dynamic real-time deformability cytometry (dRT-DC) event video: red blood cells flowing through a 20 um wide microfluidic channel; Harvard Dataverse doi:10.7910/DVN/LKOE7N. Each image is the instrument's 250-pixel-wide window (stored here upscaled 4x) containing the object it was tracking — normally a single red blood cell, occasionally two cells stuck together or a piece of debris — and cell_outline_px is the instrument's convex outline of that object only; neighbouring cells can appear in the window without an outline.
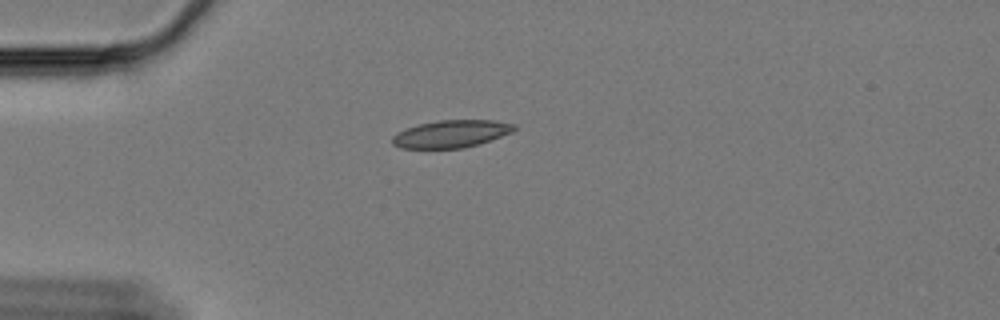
{"species": "Egyptian fruit bat (a non-hibernating species)", "species_latin": "Rousettus aegyptiacus", "temperature_condition": "cold", "stored_images_in_passage": 15, "camera_frame_rate_fps": 3000, "um_per_image_px": 0.085, "animal": {"sex": "female"}, "frame": {"image": 1, "passage_image": 1, "time_ms": 0.0, "image_size_px": [1000, 320], "cell_outline_px": [[516, 128], [512, 132], [480, 144], [464, 148], [400, 148], [392, 144], [392, 136], [396, 132], [404, 128], [420, 124], [440, 120], [492, 120], [516, 124]], "centroid_in_image_um": [38.33, 11.38], "position_along_channel_um": 46.7, "area_um2": 19.59}}
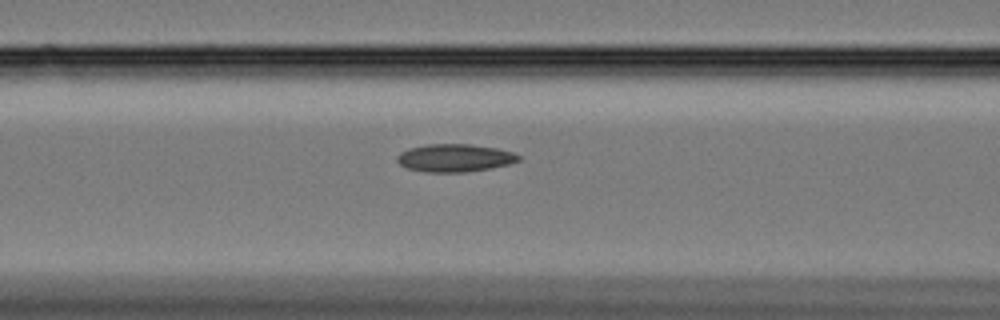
{"frame": {"image": 2, "passage_image": 10, "time_ms": 3.0, "image_size_px": [1000, 320], "cell_outline_px": [[520, 160], [508, 164], [488, 168], [464, 172], [428, 172], [408, 168], [400, 164], [396, 160], [396, 156], [400, 152], [408, 148], [428, 144], [468, 144], [496, 148], [512, 152], [520, 156]], "centroid_in_image_um": [38.61, 13.41], "position_along_channel_um": 128.0, "area_um2": 19.48}}
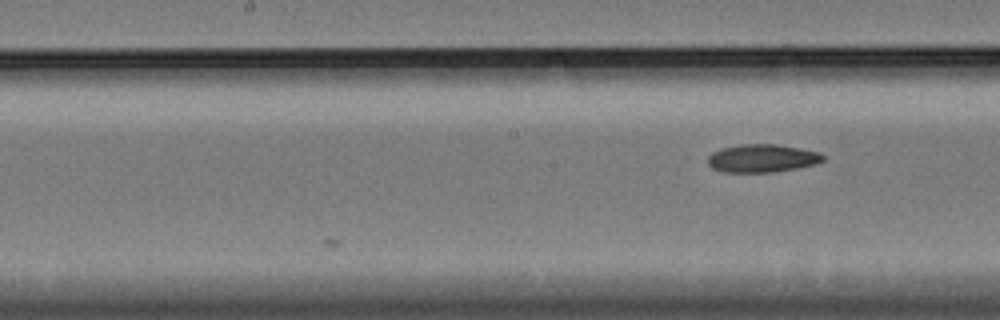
{"frame": {"image": 3, "passage_image": 15, "time_ms": 4.667, "image_size_px": [1000, 320], "cell_outline_px": [[824, 160], [816, 164], [796, 168], [772, 172], [724, 172], [712, 168], [708, 164], [708, 156], [712, 152], [720, 148], [740, 144], [776, 144], [800, 148], [820, 152], [824, 156]], "centroid_in_image_um": [64.77, 13.45], "position_along_channel_um": 183.4, "area_um2": 18.9}}